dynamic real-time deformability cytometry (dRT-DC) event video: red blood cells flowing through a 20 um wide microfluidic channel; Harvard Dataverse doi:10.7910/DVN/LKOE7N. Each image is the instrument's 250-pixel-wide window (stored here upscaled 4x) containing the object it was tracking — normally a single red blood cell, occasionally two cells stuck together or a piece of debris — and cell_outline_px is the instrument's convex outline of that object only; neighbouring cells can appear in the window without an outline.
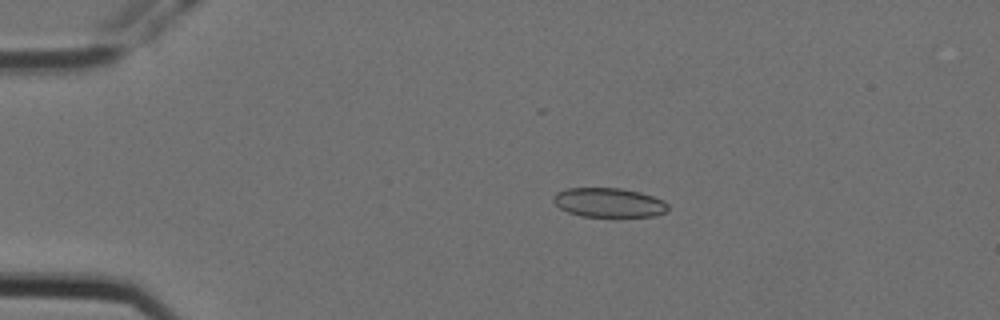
{"species": "Egyptian fruit bat (a non-hibernating species)", "species_latin": "Rousettus aegyptiacus", "temperature_condition": "cold", "stored_images_in_passage": 4, "camera_frame_rate_fps": 3000, "um_per_image_px": 0.085, "animal": {"sex": "female"}, "frame": {"image": 1, "passage_image": 3, "time_ms": 0.667, "image_size_px": [1000, 320], "cell_outline_px": [[668, 212], [656, 216], [580, 216], [568, 212], [560, 208], [552, 200], [552, 196], [556, 192], [568, 188], [620, 188], [640, 192], [664, 200], [668, 204]], "centroid_in_image_um": [51.76, 17.22], "position_along_channel_um": 33.2, "area_um2": 19.65}}